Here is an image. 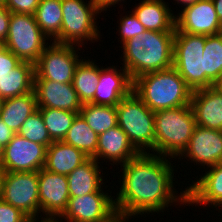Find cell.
Segmentation results:
<instances>
[{"mask_svg":"<svg viewBox=\"0 0 222 222\" xmlns=\"http://www.w3.org/2000/svg\"><path fill=\"white\" fill-rule=\"evenodd\" d=\"M170 159L153 153H139L120 166L123 167L120 175L122 180L119 179L122 183H119L121 187L115 195L119 218L131 219L144 213H163L174 202L175 206L179 203L188 206L187 188L180 195L174 189L175 166Z\"/></svg>","mask_w":222,"mask_h":222,"instance_id":"6da1fadb","label":"cell"},{"mask_svg":"<svg viewBox=\"0 0 222 222\" xmlns=\"http://www.w3.org/2000/svg\"><path fill=\"white\" fill-rule=\"evenodd\" d=\"M175 32L146 30L122 44L123 68L132 81L136 78L173 67Z\"/></svg>","mask_w":222,"mask_h":222,"instance_id":"7a4b0ae2","label":"cell"},{"mask_svg":"<svg viewBox=\"0 0 222 222\" xmlns=\"http://www.w3.org/2000/svg\"><path fill=\"white\" fill-rule=\"evenodd\" d=\"M133 91L153 112L190 105L193 93L174 67L136 78Z\"/></svg>","mask_w":222,"mask_h":222,"instance_id":"3957f363","label":"cell"},{"mask_svg":"<svg viewBox=\"0 0 222 222\" xmlns=\"http://www.w3.org/2000/svg\"><path fill=\"white\" fill-rule=\"evenodd\" d=\"M155 154L176 159L187 148L196 126L191 105L154 112Z\"/></svg>","mask_w":222,"mask_h":222,"instance_id":"277c9868","label":"cell"},{"mask_svg":"<svg viewBox=\"0 0 222 222\" xmlns=\"http://www.w3.org/2000/svg\"><path fill=\"white\" fill-rule=\"evenodd\" d=\"M118 126L139 153L155 154L154 112L132 91L117 105ZM148 150V151H147Z\"/></svg>","mask_w":222,"mask_h":222,"instance_id":"5b68a950","label":"cell"},{"mask_svg":"<svg viewBox=\"0 0 222 222\" xmlns=\"http://www.w3.org/2000/svg\"><path fill=\"white\" fill-rule=\"evenodd\" d=\"M61 6L63 11L61 30L53 42L81 48L85 40L93 42L100 39L99 27L96 25L98 23L95 20L102 11L95 0H90L88 3L84 0H61Z\"/></svg>","mask_w":222,"mask_h":222,"instance_id":"8992f818","label":"cell"},{"mask_svg":"<svg viewBox=\"0 0 222 222\" xmlns=\"http://www.w3.org/2000/svg\"><path fill=\"white\" fill-rule=\"evenodd\" d=\"M49 39L41 31L34 15L11 12L8 34L3 46L22 62L35 64Z\"/></svg>","mask_w":222,"mask_h":222,"instance_id":"52a82bcc","label":"cell"},{"mask_svg":"<svg viewBox=\"0 0 222 222\" xmlns=\"http://www.w3.org/2000/svg\"><path fill=\"white\" fill-rule=\"evenodd\" d=\"M205 35L175 31L173 67L194 91L204 88Z\"/></svg>","mask_w":222,"mask_h":222,"instance_id":"ba28073f","label":"cell"},{"mask_svg":"<svg viewBox=\"0 0 222 222\" xmlns=\"http://www.w3.org/2000/svg\"><path fill=\"white\" fill-rule=\"evenodd\" d=\"M50 42L35 65L34 80L72 83L76 66L82 60L77 53L80 46Z\"/></svg>","mask_w":222,"mask_h":222,"instance_id":"9c48e42d","label":"cell"},{"mask_svg":"<svg viewBox=\"0 0 222 222\" xmlns=\"http://www.w3.org/2000/svg\"><path fill=\"white\" fill-rule=\"evenodd\" d=\"M1 199L21 210L33 222L40 221L38 171L5 172Z\"/></svg>","mask_w":222,"mask_h":222,"instance_id":"30bf717a","label":"cell"},{"mask_svg":"<svg viewBox=\"0 0 222 222\" xmlns=\"http://www.w3.org/2000/svg\"><path fill=\"white\" fill-rule=\"evenodd\" d=\"M100 189L80 197H70L57 222H114L117 218L115 199Z\"/></svg>","mask_w":222,"mask_h":222,"instance_id":"8fae6325","label":"cell"},{"mask_svg":"<svg viewBox=\"0 0 222 222\" xmlns=\"http://www.w3.org/2000/svg\"><path fill=\"white\" fill-rule=\"evenodd\" d=\"M38 185L40 213L45 214L41 221H57L70 198L67 176L42 168L38 171Z\"/></svg>","mask_w":222,"mask_h":222,"instance_id":"7c38bea8","label":"cell"},{"mask_svg":"<svg viewBox=\"0 0 222 222\" xmlns=\"http://www.w3.org/2000/svg\"><path fill=\"white\" fill-rule=\"evenodd\" d=\"M47 147L16 133L4 147L1 163L5 172L39 171L44 168Z\"/></svg>","mask_w":222,"mask_h":222,"instance_id":"4fadbf2b","label":"cell"},{"mask_svg":"<svg viewBox=\"0 0 222 222\" xmlns=\"http://www.w3.org/2000/svg\"><path fill=\"white\" fill-rule=\"evenodd\" d=\"M180 12L175 15V31L205 36L222 32L212 0H199Z\"/></svg>","mask_w":222,"mask_h":222,"instance_id":"5bb4252c","label":"cell"},{"mask_svg":"<svg viewBox=\"0 0 222 222\" xmlns=\"http://www.w3.org/2000/svg\"><path fill=\"white\" fill-rule=\"evenodd\" d=\"M183 157L207 168L222 163V131L196 125L187 148L178 158Z\"/></svg>","mask_w":222,"mask_h":222,"instance_id":"9a60e30c","label":"cell"},{"mask_svg":"<svg viewBox=\"0 0 222 222\" xmlns=\"http://www.w3.org/2000/svg\"><path fill=\"white\" fill-rule=\"evenodd\" d=\"M96 88L94 99L90 103L116 106L133 91V81L123 67L119 70L113 65L106 68L101 66Z\"/></svg>","mask_w":222,"mask_h":222,"instance_id":"2e32d148","label":"cell"},{"mask_svg":"<svg viewBox=\"0 0 222 222\" xmlns=\"http://www.w3.org/2000/svg\"><path fill=\"white\" fill-rule=\"evenodd\" d=\"M34 92L38 108H53L80 113L83 105L72 83L34 80Z\"/></svg>","mask_w":222,"mask_h":222,"instance_id":"e0dca14e","label":"cell"},{"mask_svg":"<svg viewBox=\"0 0 222 222\" xmlns=\"http://www.w3.org/2000/svg\"><path fill=\"white\" fill-rule=\"evenodd\" d=\"M190 105L196 125L222 131V91L217 85L194 90Z\"/></svg>","mask_w":222,"mask_h":222,"instance_id":"ac0fdd59","label":"cell"},{"mask_svg":"<svg viewBox=\"0 0 222 222\" xmlns=\"http://www.w3.org/2000/svg\"><path fill=\"white\" fill-rule=\"evenodd\" d=\"M197 181L187 186V204L222 207V163L209 167ZM194 183V184H193ZM197 204V205H196Z\"/></svg>","mask_w":222,"mask_h":222,"instance_id":"d6986e66","label":"cell"},{"mask_svg":"<svg viewBox=\"0 0 222 222\" xmlns=\"http://www.w3.org/2000/svg\"><path fill=\"white\" fill-rule=\"evenodd\" d=\"M138 154L139 152L130 143L127 134L118 125L103 132L98 137L97 162L106 159L115 165H123Z\"/></svg>","mask_w":222,"mask_h":222,"instance_id":"ffe728a7","label":"cell"},{"mask_svg":"<svg viewBox=\"0 0 222 222\" xmlns=\"http://www.w3.org/2000/svg\"><path fill=\"white\" fill-rule=\"evenodd\" d=\"M166 3L164 0H142L132 12L146 30L175 32V15Z\"/></svg>","mask_w":222,"mask_h":222,"instance_id":"44dd1931","label":"cell"},{"mask_svg":"<svg viewBox=\"0 0 222 222\" xmlns=\"http://www.w3.org/2000/svg\"><path fill=\"white\" fill-rule=\"evenodd\" d=\"M99 164L94 158H88L67 175L70 197L98 192L103 187V173L101 176Z\"/></svg>","mask_w":222,"mask_h":222,"instance_id":"7402d4cb","label":"cell"},{"mask_svg":"<svg viewBox=\"0 0 222 222\" xmlns=\"http://www.w3.org/2000/svg\"><path fill=\"white\" fill-rule=\"evenodd\" d=\"M88 158L82 151L72 145L63 141H55L47 147L44 169L67 176Z\"/></svg>","mask_w":222,"mask_h":222,"instance_id":"603a6c76","label":"cell"},{"mask_svg":"<svg viewBox=\"0 0 222 222\" xmlns=\"http://www.w3.org/2000/svg\"><path fill=\"white\" fill-rule=\"evenodd\" d=\"M38 110L34 91L3 99L0 119L14 132L18 133L26 119Z\"/></svg>","mask_w":222,"mask_h":222,"instance_id":"cb8c5ba5","label":"cell"},{"mask_svg":"<svg viewBox=\"0 0 222 222\" xmlns=\"http://www.w3.org/2000/svg\"><path fill=\"white\" fill-rule=\"evenodd\" d=\"M34 77L35 65L22 62L11 73L0 78V97L12 98L34 91Z\"/></svg>","mask_w":222,"mask_h":222,"instance_id":"d4e9b609","label":"cell"},{"mask_svg":"<svg viewBox=\"0 0 222 222\" xmlns=\"http://www.w3.org/2000/svg\"><path fill=\"white\" fill-rule=\"evenodd\" d=\"M203 63L204 88L218 85L222 81V32L206 36Z\"/></svg>","mask_w":222,"mask_h":222,"instance_id":"484cf974","label":"cell"},{"mask_svg":"<svg viewBox=\"0 0 222 222\" xmlns=\"http://www.w3.org/2000/svg\"><path fill=\"white\" fill-rule=\"evenodd\" d=\"M99 76L100 68L95 61L82 59L76 66L72 84L82 104L94 99Z\"/></svg>","mask_w":222,"mask_h":222,"instance_id":"4316f807","label":"cell"},{"mask_svg":"<svg viewBox=\"0 0 222 222\" xmlns=\"http://www.w3.org/2000/svg\"><path fill=\"white\" fill-rule=\"evenodd\" d=\"M98 137L82 116L78 114L62 141L79 149L87 157L96 160Z\"/></svg>","mask_w":222,"mask_h":222,"instance_id":"83f0119b","label":"cell"},{"mask_svg":"<svg viewBox=\"0 0 222 222\" xmlns=\"http://www.w3.org/2000/svg\"><path fill=\"white\" fill-rule=\"evenodd\" d=\"M34 17L47 38L50 41L54 40L60 34L62 25L61 0H40Z\"/></svg>","mask_w":222,"mask_h":222,"instance_id":"f1b7e54d","label":"cell"},{"mask_svg":"<svg viewBox=\"0 0 222 222\" xmlns=\"http://www.w3.org/2000/svg\"><path fill=\"white\" fill-rule=\"evenodd\" d=\"M79 114L98 136L118 125L116 106L84 103Z\"/></svg>","mask_w":222,"mask_h":222,"instance_id":"f546056e","label":"cell"},{"mask_svg":"<svg viewBox=\"0 0 222 222\" xmlns=\"http://www.w3.org/2000/svg\"><path fill=\"white\" fill-rule=\"evenodd\" d=\"M53 142L62 141L79 113L53 108H38Z\"/></svg>","mask_w":222,"mask_h":222,"instance_id":"4dcf8cb0","label":"cell"},{"mask_svg":"<svg viewBox=\"0 0 222 222\" xmlns=\"http://www.w3.org/2000/svg\"><path fill=\"white\" fill-rule=\"evenodd\" d=\"M18 134L29 141L40 143L46 147H49L53 142L48 134L43 117L39 110L35 111L26 119Z\"/></svg>","mask_w":222,"mask_h":222,"instance_id":"1f68e13d","label":"cell"},{"mask_svg":"<svg viewBox=\"0 0 222 222\" xmlns=\"http://www.w3.org/2000/svg\"><path fill=\"white\" fill-rule=\"evenodd\" d=\"M122 17L120 18V23L118 25L121 39L120 43L123 44L129 39L136 37V35L143 34L146 31L133 12Z\"/></svg>","mask_w":222,"mask_h":222,"instance_id":"d6a6232c","label":"cell"},{"mask_svg":"<svg viewBox=\"0 0 222 222\" xmlns=\"http://www.w3.org/2000/svg\"><path fill=\"white\" fill-rule=\"evenodd\" d=\"M0 222H33L18 208L0 198Z\"/></svg>","mask_w":222,"mask_h":222,"instance_id":"836d02e7","label":"cell"},{"mask_svg":"<svg viewBox=\"0 0 222 222\" xmlns=\"http://www.w3.org/2000/svg\"><path fill=\"white\" fill-rule=\"evenodd\" d=\"M22 61L10 50L0 44V78L11 73Z\"/></svg>","mask_w":222,"mask_h":222,"instance_id":"e575fe53","label":"cell"},{"mask_svg":"<svg viewBox=\"0 0 222 222\" xmlns=\"http://www.w3.org/2000/svg\"><path fill=\"white\" fill-rule=\"evenodd\" d=\"M40 0H6L5 6L10 12L34 15Z\"/></svg>","mask_w":222,"mask_h":222,"instance_id":"d590c367","label":"cell"},{"mask_svg":"<svg viewBox=\"0 0 222 222\" xmlns=\"http://www.w3.org/2000/svg\"><path fill=\"white\" fill-rule=\"evenodd\" d=\"M11 12L4 6H0V44L3 45L7 38Z\"/></svg>","mask_w":222,"mask_h":222,"instance_id":"8d00e7d4","label":"cell"},{"mask_svg":"<svg viewBox=\"0 0 222 222\" xmlns=\"http://www.w3.org/2000/svg\"><path fill=\"white\" fill-rule=\"evenodd\" d=\"M14 133L1 119H0V144L5 147L13 138Z\"/></svg>","mask_w":222,"mask_h":222,"instance_id":"74e56055","label":"cell"},{"mask_svg":"<svg viewBox=\"0 0 222 222\" xmlns=\"http://www.w3.org/2000/svg\"><path fill=\"white\" fill-rule=\"evenodd\" d=\"M121 1L124 0H95L101 11H107V8L115 7L114 5L121 3Z\"/></svg>","mask_w":222,"mask_h":222,"instance_id":"f35d334b","label":"cell"},{"mask_svg":"<svg viewBox=\"0 0 222 222\" xmlns=\"http://www.w3.org/2000/svg\"><path fill=\"white\" fill-rule=\"evenodd\" d=\"M214 4L215 11L218 15L219 21L222 25V0H212Z\"/></svg>","mask_w":222,"mask_h":222,"instance_id":"ab89813d","label":"cell"},{"mask_svg":"<svg viewBox=\"0 0 222 222\" xmlns=\"http://www.w3.org/2000/svg\"><path fill=\"white\" fill-rule=\"evenodd\" d=\"M174 1H176L177 4L181 3L183 5L181 7L184 9L185 7H188V6L196 3L199 0H174Z\"/></svg>","mask_w":222,"mask_h":222,"instance_id":"60d3db41","label":"cell"},{"mask_svg":"<svg viewBox=\"0 0 222 222\" xmlns=\"http://www.w3.org/2000/svg\"><path fill=\"white\" fill-rule=\"evenodd\" d=\"M5 171L0 165V198H1V190H2V185H3V177H4Z\"/></svg>","mask_w":222,"mask_h":222,"instance_id":"b9f144b4","label":"cell"},{"mask_svg":"<svg viewBox=\"0 0 222 222\" xmlns=\"http://www.w3.org/2000/svg\"><path fill=\"white\" fill-rule=\"evenodd\" d=\"M3 154H4V147L0 144V165L3 160Z\"/></svg>","mask_w":222,"mask_h":222,"instance_id":"7bdbcfd3","label":"cell"},{"mask_svg":"<svg viewBox=\"0 0 222 222\" xmlns=\"http://www.w3.org/2000/svg\"><path fill=\"white\" fill-rule=\"evenodd\" d=\"M127 220V221H126ZM114 222H129V219L126 218H117Z\"/></svg>","mask_w":222,"mask_h":222,"instance_id":"ee69618b","label":"cell"},{"mask_svg":"<svg viewBox=\"0 0 222 222\" xmlns=\"http://www.w3.org/2000/svg\"><path fill=\"white\" fill-rule=\"evenodd\" d=\"M6 0H0V6H5Z\"/></svg>","mask_w":222,"mask_h":222,"instance_id":"f6af8a7d","label":"cell"},{"mask_svg":"<svg viewBox=\"0 0 222 222\" xmlns=\"http://www.w3.org/2000/svg\"><path fill=\"white\" fill-rule=\"evenodd\" d=\"M34 222H57V221H49V220H45V221H34Z\"/></svg>","mask_w":222,"mask_h":222,"instance_id":"bcb514c9","label":"cell"},{"mask_svg":"<svg viewBox=\"0 0 222 222\" xmlns=\"http://www.w3.org/2000/svg\"><path fill=\"white\" fill-rule=\"evenodd\" d=\"M222 91V81L217 85Z\"/></svg>","mask_w":222,"mask_h":222,"instance_id":"7dc6e473","label":"cell"},{"mask_svg":"<svg viewBox=\"0 0 222 222\" xmlns=\"http://www.w3.org/2000/svg\"><path fill=\"white\" fill-rule=\"evenodd\" d=\"M2 102H3V99L0 97V111H1Z\"/></svg>","mask_w":222,"mask_h":222,"instance_id":"c3c4849f","label":"cell"}]
</instances>
